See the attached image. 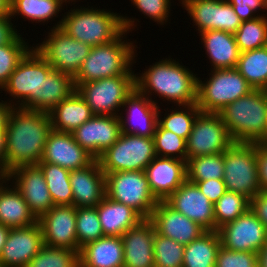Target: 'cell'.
Instances as JSON below:
<instances>
[{
    "label": "cell",
    "mask_w": 267,
    "mask_h": 267,
    "mask_svg": "<svg viewBox=\"0 0 267 267\" xmlns=\"http://www.w3.org/2000/svg\"><path fill=\"white\" fill-rule=\"evenodd\" d=\"M70 185L76 208L95 207L106 196L105 174L97 159L87 167L70 171Z\"/></svg>",
    "instance_id": "25"
},
{
    "label": "cell",
    "mask_w": 267,
    "mask_h": 267,
    "mask_svg": "<svg viewBox=\"0 0 267 267\" xmlns=\"http://www.w3.org/2000/svg\"><path fill=\"white\" fill-rule=\"evenodd\" d=\"M217 232L221 246L229 250L257 253L267 242V228L250 208Z\"/></svg>",
    "instance_id": "14"
},
{
    "label": "cell",
    "mask_w": 267,
    "mask_h": 267,
    "mask_svg": "<svg viewBox=\"0 0 267 267\" xmlns=\"http://www.w3.org/2000/svg\"><path fill=\"white\" fill-rule=\"evenodd\" d=\"M75 226L80 248L89 242L104 237L96 206L76 208Z\"/></svg>",
    "instance_id": "43"
},
{
    "label": "cell",
    "mask_w": 267,
    "mask_h": 267,
    "mask_svg": "<svg viewBox=\"0 0 267 267\" xmlns=\"http://www.w3.org/2000/svg\"><path fill=\"white\" fill-rule=\"evenodd\" d=\"M104 174L106 197L131 207L143 219H150L159 201L150 190L145 171Z\"/></svg>",
    "instance_id": "8"
},
{
    "label": "cell",
    "mask_w": 267,
    "mask_h": 267,
    "mask_svg": "<svg viewBox=\"0 0 267 267\" xmlns=\"http://www.w3.org/2000/svg\"><path fill=\"white\" fill-rule=\"evenodd\" d=\"M145 173L155 198L165 201L187 180V161L156 156Z\"/></svg>",
    "instance_id": "22"
},
{
    "label": "cell",
    "mask_w": 267,
    "mask_h": 267,
    "mask_svg": "<svg viewBox=\"0 0 267 267\" xmlns=\"http://www.w3.org/2000/svg\"><path fill=\"white\" fill-rule=\"evenodd\" d=\"M52 70L49 63L33 47L11 73L2 90L13 97L15 107L40 111L42 81Z\"/></svg>",
    "instance_id": "6"
},
{
    "label": "cell",
    "mask_w": 267,
    "mask_h": 267,
    "mask_svg": "<svg viewBox=\"0 0 267 267\" xmlns=\"http://www.w3.org/2000/svg\"><path fill=\"white\" fill-rule=\"evenodd\" d=\"M36 222L37 219L31 213L20 192L14 185L5 184L0 191V224L10 228H19L33 225Z\"/></svg>",
    "instance_id": "30"
},
{
    "label": "cell",
    "mask_w": 267,
    "mask_h": 267,
    "mask_svg": "<svg viewBox=\"0 0 267 267\" xmlns=\"http://www.w3.org/2000/svg\"><path fill=\"white\" fill-rule=\"evenodd\" d=\"M122 109L126 112V117L121 112L118 115L122 133L153 138L158 124L159 105L135 88L124 101Z\"/></svg>",
    "instance_id": "17"
},
{
    "label": "cell",
    "mask_w": 267,
    "mask_h": 267,
    "mask_svg": "<svg viewBox=\"0 0 267 267\" xmlns=\"http://www.w3.org/2000/svg\"><path fill=\"white\" fill-rule=\"evenodd\" d=\"M199 35L213 70L236 68L240 51L234 34L220 30H207Z\"/></svg>",
    "instance_id": "27"
},
{
    "label": "cell",
    "mask_w": 267,
    "mask_h": 267,
    "mask_svg": "<svg viewBox=\"0 0 267 267\" xmlns=\"http://www.w3.org/2000/svg\"><path fill=\"white\" fill-rule=\"evenodd\" d=\"M233 143L218 113L200 111L186 141L187 160L225 152Z\"/></svg>",
    "instance_id": "13"
},
{
    "label": "cell",
    "mask_w": 267,
    "mask_h": 267,
    "mask_svg": "<svg viewBox=\"0 0 267 267\" xmlns=\"http://www.w3.org/2000/svg\"><path fill=\"white\" fill-rule=\"evenodd\" d=\"M165 202L206 231H215L214 204L200 191L196 183L187 179Z\"/></svg>",
    "instance_id": "19"
},
{
    "label": "cell",
    "mask_w": 267,
    "mask_h": 267,
    "mask_svg": "<svg viewBox=\"0 0 267 267\" xmlns=\"http://www.w3.org/2000/svg\"><path fill=\"white\" fill-rule=\"evenodd\" d=\"M250 208V199L245 195L226 191L214 203L215 230L234 221Z\"/></svg>",
    "instance_id": "40"
},
{
    "label": "cell",
    "mask_w": 267,
    "mask_h": 267,
    "mask_svg": "<svg viewBox=\"0 0 267 267\" xmlns=\"http://www.w3.org/2000/svg\"><path fill=\"white\" fill-rule=\"evenodd\" d=\"M48 113L53 130L70 133L94 116L77 90H74Z\"/></svg>",
    "instance_id": "28"
},
{
    "label": "cell",
    "mask_w": 267,
    "mask_h": 267,
    "mask_svg": "<svg viewBox=\"0 0 267 267\" xmlns=\"http://www.w3.org/2000/svg\"><path fill=\"white\" fill-rule=\"evenodd\" d=\"M69 0H10V17L21 16L37 23H45L62 12ZM60 11V12H59ZM57 15V16H56Z\"/></svg>",
    "instance_id": "33"
},
{
    "label": "cell",
    "mask_w": 267,
    "mask_h": 267,
    "mask_svg": "<svg viewBox=\"0 0 267 267\" xmlns=\"http://www.w3.org/2000/svg\"><path fill=\"white\" fill-rule=\"evenodd\" d=\"M155 233L153 222L150 219H143L121 236L124 267H154Z\"/></svg>",
    "instance_id": "24"
},
{
    "label": "cell",
    "mask_w": 267,
    "mask_h": 267,
    "mask_svg": "<svg viewBox=\"0 0 267 267\" xmlns=\"http://www.w3.org/2000/svg\"><path fill=\"white\" fill-rule=\"evenodd\" d=\"M6 163V130H0V170L5 171Z\"/></svg>",
    "instance_id": "55"
},
{
    "label": "cell",
    "mask_w": 267,
    "mask_h": 267,
    "mask_svg": "<svg viewBox=\"0 0 267 267\" xmlns=\"http://www.w3.org/2000/svg\"><path fill=\"white\" fill-rule=\"evenodd\" d=\"M241 23L234 33L240 53L267 46V13Z\"/></svg>",
    "instance_id": "37"
},
{
    "label": "cell",
    "mask_w": 267,
    "mask_h": 267,
    "mask_svg": "<svg viewBox=\"0 0 267 267\" xmlns=\"http://www.w3.org/2000/svg\"><path fill=\"white\" fill-rule=\"evenodd\" d=\"M127 33L124 30L110 43L91 48L88 57L82 62L80 70L73 78L75 89L84 82L119 75H136L132 70V64L136 63L134 58L137 50L134 49L136 47L132 41L124 40Z\"/></svg>",
    "instance_id": "5"
},
{
    "label": "cell",
    "mask_w": 267,
    "mask_h": 267,
    "mask_svg": "<svg viewBox=\"0 0 267 267\" xmlns=\"http://www.w3.org/2000/svg\"><path fill=\"white\" fill-rule=\"evenodd\" d=\"M9 175L7 172L0 170V191L4 187V184H9Z\"/></svg>",
    "instance_id": "59"
},
{
    "label": "cell",
    "mask_w": 267,
    "mask_h": 267,
    "mask_svg": "<svg viewBox=\"0 0 267 267\" xmlns=\"http://www.w3.org/2000/svg\"><path fill=\"white\" fill-rule=\"evenodd\" d=\"M185 245L157 232L154 236V267H182Z\"/></svg>",
    "instance_id": "44"
},
{
    "label": "cell",
    "mask_w": 267,
    "mask_h": 267,
    "mask_svg": "<svg viewBox=\"0 0 267 267\" xmlns=\"http://www.w3.org/2000/svg\"><path fill=\"white\" fill-rule=\"evenodd\" d=\"M44 246L38 221L30 226L11 228L0 255L2 267H26Z\"/></svg>",
    "instance_id": "20"
},
{
    "label": "cell",
    "mask_w": 267,
    "mask_h": 267,
    "mask_svg": "<svg viewBox=\"0 0 267 267\" xmlns=\"http://www.w3.org/2000/svg\"><path fill=\"white\" fill-rule=\"evenodd\" d=\"M198 32L218 31L219 0H180Z\"/></svg>",
    "instance_id": "38"
},
{
    "label": "cell",
    "mask_w": 267,
    "mask_h": 267,
    "mask_svg": "<svg viewBox=\"0 0 267 267\" xmlns=\"http://www.w3.org/2000/svg\"><path fill=\"white\" fill-rule=\"evenodd\" d=\"M8 175L37 220L54 206L44 174L37 164L19 166Z\"/></svg>",
    "instance_id": "16"
},
{
    "label": "cell",
    "mask_w": 267,
    "mask_h": 267,
    "mask_svg": "<svg viewBox=\"0 0 267 267\" xmlns=\"http://www.w3.org/2000/svg\"><path fill=\"white\" fill-rule=\"evenodd\" d=\"M258 267H267V242L257 252Z\"/></svg>",
    "instance_id": "56"
},
{
    "label": "cell",
    "mask_w": 267,
    "mask_h": 267,
    "mask_svg": "<svg viewBox=\"0 0 267 267\" xmlns=\"http://www.w3.org/2000/svg\"><path fill=\"white\" fill-rule=\"evenodd\" d=\"M50 31L40 45L34 46L35 49L53 70L66 73L74 78L92 47L75 40L60 27L51 28Z\"/></svg>",
    "instance_id": "12"
},
{
    "label": "cell",
    "mask_w": 267,
    "mask_h": 267,
    "mask_svg": "<svg viewBox=\"0 0 267 267\" xmlns=\"http://www.w3.org/2000/svg\"><path fill=\"white\" fill-rule=\"evenodd\" d=\"M10 229H11L10 227L0 224V255L6 243V239H7Z\"/></svg>",
    "instance_id": "57"
},
{
    "label": "cell",
    "mask_w": 267,
    "mask_h": 267,
    "mask_svg": "<svg viewBox=\"0 0 267 267\" xmlns=\"http://www.w3.org/2000/svg\"><path fill=\"white\" fill-rule=\"evenodd\" d=\"M153 140L156 156L187 161L186 140L174 132L165 130L157 124Z\"/></svg>",
    "instance_id": "45"
},
{
    "label": "cell",
    "mask_w": 267,
    "mask_h": 267,
    "mask_svg": "<svg viewBox=\"0 0 267 267\" xmlns=\"http://www.w3.org/2000/svg\"><path fill=\"white\" fill-rule=\"evenodd\" d=\"M223 181L227 191L245 195L250 200L259 192L256 143L234 142L224 152Z\"/></svg>",
    "instance_id": "10"
},
{
    "label": "cell",
    "mask_w": 267,
    "mask_h": 267,
    "mask_svg": "<svg viewBox=\"0 0 267 267\" xmlns=\"http://www.w3.org/2000/svg\"><path fill=\"white\" fill-rule=\"evenodd\" d=\"M0 16H10V0H0Z\"/></svg>",
    "instance_id": "58"
},
{
    "label": "cell",
    "mask_w": 267,
    "mask_h": 267,
    "mask_svg": "<svg viewBox=\"0 0 267 267\" xmlns=\"http://www.w3.org/2000/svg\"><path fill=\"white\" fill-rule=\"evenodd\" d=\"M44 245L68 248L80 253L76 233V207L74 205H54L38 220Z\"/></svg>",
    "instance_id": "15"
},
{
    "label": "cell",
    "mask_w": 267,
    "mask_h": 267,
    "mask_svg": "<svg viewBox=\"0 0 267 267\" xmlns=\"http://www.w3.org/2000/svg\"><path fill=\"white\" fill-rule=\"evenodd\" d=\"M267 7V0H260Z\"/></svg>",
    "instance_id": "60"
},
{
    "label": "cell",
    "mask_w": 267,
    "mask_h": 267,
    "mask_svg": "<svg viewBox=\"0 0 267 267\" xmlns=\"http://www.w3.org/2000/svg\"><path fill=\"white\" fill-rule=\"evenodd\" d=\"M220 247L218 232L206 231L199 238L185 245L182 267H215Z\"/></svg>",
    "instance_id": "31"
},
{
    "label": "cell",
    "mask_w": 267,
    "mask_h": 267,
    "mask_svg": "<svg viewBox=\"0 0 267 267\" xmlns=\"http://www.w3.org/2000/svg\"><path fill=\"white\" fill-rule=\"evenodd\" d=\"M26 267H80L79 252L44 245Z\"/></svg>",
    "instance_id": "42"
},
{
    "label": "cell",
    "mask_w": 267,
    "mask_h": 267,
    "mask_svg": "<svg viewBox=\"0 0 267 267\" xmlns=\"http://www.w3.org/2000/svg\"><path fill=\"white\" fill-rule=\"evenodd\" d=\"M224 152L196 156L187 160V179L189 181H206L209 179H223Z\"/></svg>",
    "instance_id": "39"
},
{
    "label": "cell",
    "mask_w": 267,
    "mask_h": 267,
    "mask_svg": "<svg viewBox=\"0 0 267 267\" xmlns=\"http://www.w3.org/2000/svg\"><path fill=\"white\" fill-rule=\"evenodd\" d=\"M209 79L198 77L197 106L202 112L219 113L253 88L236 68L211 70Z\"/></svg>",
    "instance_id": "7"
},
{
    "label": "cell",
    "mask_w": 267,
    "mask_h": 267,
    "mask_svg": "<svg viewBox=\"0 0 267 267\" xmlns=\"http://www.w3.org/2000/svg\"><path fill=\"white\" fill-rule=\"evenodd\" d=\"M155 157L153 138L121 132L118 140L97 160L104 173H114L145 171Z\"/></svg>",
    "instance_id": "9"
},
{
    "label": "cell",
    "mask_w": 267,
    "mask_h": 267,
    "mask_svg": "<svg viewBox=\"0 0 267 267\" xmlns=\"http://www.w3.org/2000/svg\"><path fill=\"white\" fill-rule=\"evenodd\" d=\"M135 18H128L110 10L80 7L72 9L55 23L75 40L91 47L104 45L115 40L124 30L131 31L137 24ZM135 26V27H134Z\"/></svg>",
    "instance_id": "3"
},
{
    "label": "cell",
    "mask_w": 267,
    "mask_h": 267,
    "mask_svg": "<svg viewBox=\"0 0 267 267\" xmlns=\"http://www.w3.org/2000/svg\"><path fill=\"white\" fill-rule=\"evenodd\" d=\"M74 90V81L70 75L52 70L42 81L40 111L50 112Z\"/></svg>",
    "instance_id": "34"
},
{
    "label": "cell",
    "mask_w": 267,
    "mask_h": 267,
    "mask_svg": "<svg viewBox=\"0 0 267 267\" xmlns=\"http://www.w3.org/2000/svg\"><path fill=\"white\" fill-rule=\"evenodd\" d=\"M80 267H124L120 236H104L87 243L79 253Z\"/></svg>",
    "instance_id": "26"
},
{
    "label": "cell",
    "mask_w": 267,
    "mask_h": 267,
    "mask_svg": "<svg viewBox=\"0 0 267 267\" xmlns=\"http://www.w3.org/2000/svg\"><path fill=\"white\" fill-rule=\"evenodd\" d=\"M144 73L136 74V89L153 100L150 95L157 94L159 98L184 106L197 103L198 78L190 69L172 58L161 59Z\"/></svg>",
    "instance_id": "2"
},
{
    "label": "cell",
    "mask_w": 267,
    "mask_h": 267,
    "mask_svg": "<svg viewBox=\"0 0 267 267\" xmlns=\"http://www.w3.org/2000/svg\"><path fill=\"white\" fill-rule=\"evenodd\" d=\"M15 102H6L1 100L0 102V130H6L7 120L12 107H14Z\"/></svg>",
    "instance_id": "54"
},
{
    "label": "cell",
    "mask_w": 267,
    "mask_h": 267,
    "mask_svg": "<svg viewBox=\"0 0 267 267\" xmlns=\"http://www.w3.org/2000/svg\"><path fill=\"white\" fill-rule=\"evenodd\" d=\"M250 209L267 228V192H259L250 200Z\"/></svg>",
    "instance_id": "52"
},
{
    "label": "cell",
    "mask_w": 267,
    "mask_h": 267,
    "mask_svg": "<svg viewBox=\"0 0 267 267\" xmlns=\"http://www.w3.org/2000/svg\"><path fill=\"white\" fill-rule=\"evenodd\" d=\"M32 48L19 34L10 43L0 46V89L6 85L11 73Z\"/></svg>",
    "instance_id": "41"
},
{
    "label": "cell",
    "mask_w": 267,
    "mask_h": 267,
    "mask_svg": "<svg viewBox=\"0 0 267 267\" xmlns=\"http://www.w3.org/2000/svg\"><path fill=\"white\" fill-rule=\"evenodd\" d=\"M10 16H0V46L10 43L18 34Z\"/></svg>",
    "instance_id": "53"
},
{
    "label": "cell",
    "mask_w": 267,
    "mask_h": 267,
    "mask_svg": "<svg viewBox=\"0 0 267 267\" xmlns=\"http://www.w3.org/2000/svg\"><path fill=\"white\" fill-rule=\"evenodd\" d=\"M104 236H122L143 218L131 207L108 197L96 206Z\"/></svg>",
    "instance_id": "29"
},
{
    "label": "cell",
    "mask_w": 267,
    "mask_h": 267,
    "mask_svg": "<svg viewBox=\"0 0 267 267\" xmlns=\"http://www.w3.org/2000/svg\"><path fill=\"white\" fill-rule=\"evenodd\" d=\"M176 108H174V110L173 108L169 109L168 112L170 113L167 114L166 112L164 117L162 118L161 113L163 112L160 111L161 109L159 107L158 124L163 129L174 132L176 135L187 141L188 136L193 129L196 116L201 110L197 106V103L184 105L182 106L183 109L181 108V105L179 107L176 106Z\"/></svg>",
    "instance_id": "36"
},
{
    "label": "cell",
    "mask_w": 267,
    "mask_h": 267,
    "mask_svg": "<svg viewBox=\"0 0 267 267\" xmlns=\"http://www.w3.org/2000/svg\"><path fill=\"white\" fill-rule=\"evenodd\" d=\"M171 0H131L135 7L142 14L152 19L154 22L164 25L170 14Z\"/></svg>",
    "instance_id": "47"
},
{
    "label": "cell",
    "mask_w": 267,
    "mask_h": 267,
    "mask_svg": "<svg viewBox=\"0 0 267 267\" xmlns=\"http://www.w3.org/2000/svg\"><path fill=\"white\" fill-rule=\"evenodd\" d=\"M136 75H119L81 83L77 92L94 115L118 116L126 98L136 88Z\"/></svg>",
    "instance_id": "11"
},
{
    "label": "cell",
    "mask_w": 267,
    "mask_h": 267,
    "mask_svg": "<svg viewBox=\"0 0 267 267\" xmlns=\"http://www.w3.org/2000/svg\"><path fill=\"white\" fill-rule=\"evenodd\" d=\"M241 23L228 0H219L218 30L234 34Z\"/></svg>",
    "instance_id": "48"
},
{
    "label": "cell",
    "mask_w": 267,
    "mask_h": 267,
    "mask_svg": "<svg viewBox=\"0 0 267 267\" xmlns=\"http://www.w3.org/2000/svg\"><path fill=\"white\" fill-rule=\"evenodd\" d=\"M121 134L118 116L94 115L72 132L74 140L95 159L111 147Z\"/></svg>",
    "instance_id": "18"
},
{
    "label": "cell",
    "mask_w": 267,
    "mask_h": 267,
    "mask_svg": "<svg viewBox=\"0 0 267 267\" xmlns=\"http://www.w3.org/2000/svg\"><path fill=\"white\" fill-rule=\"evenodd\" d=\"M37 165L44 174L47 188L54 205H73L70 171L48 162H39Z\"/></svg>",
    "instance_id": "35"
},
{
    "label": "cell",
    "mask_w": 267,
    "mask_h": 267,
    "mask_svg": "<svg viewBox=\"0 0 267 267\" xmlns=\"http://www.w3.org/2000/svg\"><path fill=\"white\" fill-rule=\"evenodd\" d=\"M234 142L262 143L267 138V92L253 89L218 113Z\"/></svg>",
    "instance_id": "4"
},
{
    "label": "cell",
    "mask_w": 267,
    "mask_h": 267,
    "mask_svg": "<svg viewBox=\"0 0 267 267\" xmlns=\"http://www.w3.org/2000/svg\"><path fill=\"white\" fill-rule=\"evenodd\" d=\"M150 220L158 234L183 245L190 244L206 232L198 223L175 211L165 201L158 202Z\"/></svg>",
    "instance_id": "23"
},
{
    "label": "cell",
    "mask_w": 267,
    "mask_h": 267,
    "mask_svg": "<svg viewBox=\"0 0 267 267\" xmlns=\"http://www.w3.org/2000/svg\"><path fill=\"white\" fill-rule=\"evenodd\" d=\"M236 69L253 89H267V46L240 53Z\"/></svg>",
    "instance_id": "32"
},
{
    "label": "cell",
    "mask_w": 267,
    "mask_h": 267,
    "mask_svg": "<svg viewBox=\"0 0 267 267\" xmlns=\"http://www.w3.org/2000/svg\"><path fill=\"white\" fill-rule=\"evenodd\" d=\"M95 158L83 149L70 132L51 130L40 162L59 165L69 171L90 165Z\"/></svg>",
    "instance_id": "21"
},
{
    "label": "cell",
    "mask_w": 267,
    "mask_h": 267,
    "mask_svg": "<svg viewBox=\"0 0 267 267\" xmlns=\"http://www.w3.org/2000/svg\"><path fill=\"white\" fill-rule=\"evenodd\" d=\"M51 130L49 113L12 107L6 126L5 172L38 164Z\"/></svg>",
    "instance_id": "1"
},
{
    "label": "cell",
    "mask_w": 267,
    "mask_h": 267,
    "mask_svg": "<svg viewBox=\"0 0 267 267\" xmlns=\"http://www.w3.org/2000/svg\"><path fill=\"white\" fill-rule=\"evenodd\" d=\"M196 183L200 191L214 204L227 191L223 179L190 181Z\"/></svg>",
    "instance_id": "50"
},
{
    "label": "cell",
    "mask_w": 267,
    "mask_h": 267,
    "mask_svg": "<svg viewBox=\"0 0 267 267\" xmlns=\"http://www.w3.org/2000/svg\"><path fill=\"white\" fill-rule=\"evenodd\" d=\"M262 143L267 146V138Z\"/></svg>",
    "instance_id": "61"
},
{
    "label": "cell",
    "mask_w": 267,
    "mask_h": 267,
    "mask_svg": "<svg viewBox=\"0 0 267 267\" xmlns=\"http://www.w3.org/2000/svg\"><path fill=\"white\" fill-rule=\"evenodd\" d=\"M228 2L242 22L256 19L259 16L257 13L259 10H267L260 0H228Z\"/></svg>",
    "instance_id": "49"
},
{
    "label": "cell",
    "mask_w": 267,
    "mask_h": 267,
    "mask_svg": "<svg viewBox=\"0 0 267 267\" xmlns=\"http://www.w3.org/2000/svg\"><path fill=\"white\" fill-rule=\"evenodd\" d=\"M258 179L263 192H267V146L256 143Z\"/></svg>",
    "instance_id": "51"
},
{
    "label": "cell",
    "mask_w": 267,
    "mask_h": 267,
    "mask_svg": "<svg viewBox=\"0 0 267 267\" xmlns=\"http://www.w3.org/2000/svg\"><path fill=\"white\" fill-rule=\"evenodd\" d=\"M215 267H258L257 253L234 251L221 246Z\"/></svg>",
    "instance_id": "46"
}]
</instances>
